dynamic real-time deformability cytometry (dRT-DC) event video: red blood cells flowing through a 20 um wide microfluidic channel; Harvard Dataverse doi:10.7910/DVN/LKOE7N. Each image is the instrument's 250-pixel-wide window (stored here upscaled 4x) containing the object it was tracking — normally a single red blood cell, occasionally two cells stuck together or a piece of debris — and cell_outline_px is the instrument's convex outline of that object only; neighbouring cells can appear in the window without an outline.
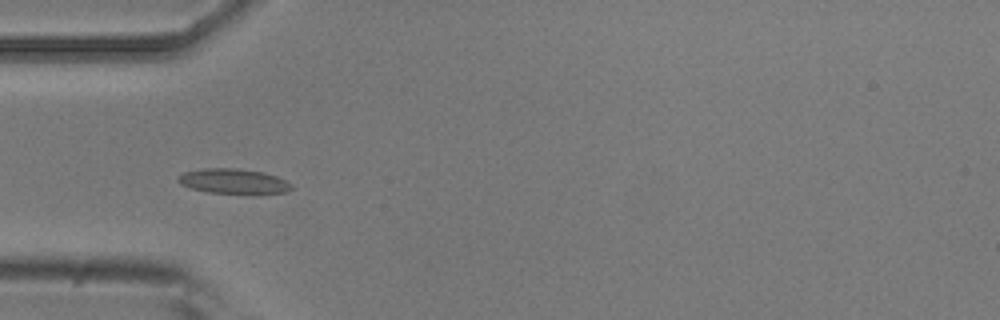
{"species": "common noctule bat (a hibernating species)", "species_latin": "Nyctalus noctula", "temperature_condition": "room temperature", "stored_images_in_passage": 7, "camera_frame_rate_fps": 3000, "um_per_image_px": 0.085, "animal": {"sex": "male", "body_mass_g": 20.5, "forearm_length_mm": 52.5}, "frame": {"image": 1, "passage_image": 4, "time_ms": 4.333, "image_size_px": [1000, 320], "cell_outline_px": [[292, 188], [288, 192], [252, 196], [208, 192], [192, 188], [180, 184], [176, 180], [176, 176], [184, 172], [204, 168], [236, 168], [264, 172], [276, 176], [292, 184]], "centroid_in_image_um": [19.88, 15.44], "position_along_channel_um": 65.1, "area_um2": 17.22}}
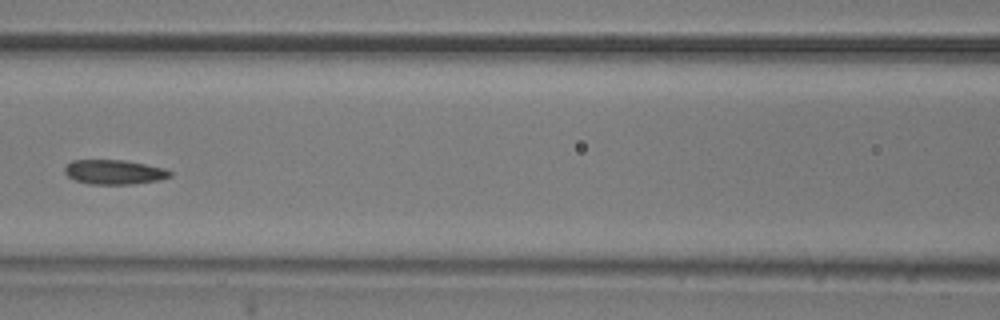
{"frame": {"image": 2, "passage_image": 6, "time_ms": 6.667, "image_size_px": [1000, 320], "cell_outline_px": [[172, 176], [160, 180], [132, 184], [88, 184], [72, 180], [64, 172], [64, 168], [72, 160], [124, 160], [164, 168], [172, 172]], "centroid_in_image_um": [9.69, 14.63], "position_along_channel_um": 156.9, "area_um2": 15.14}}
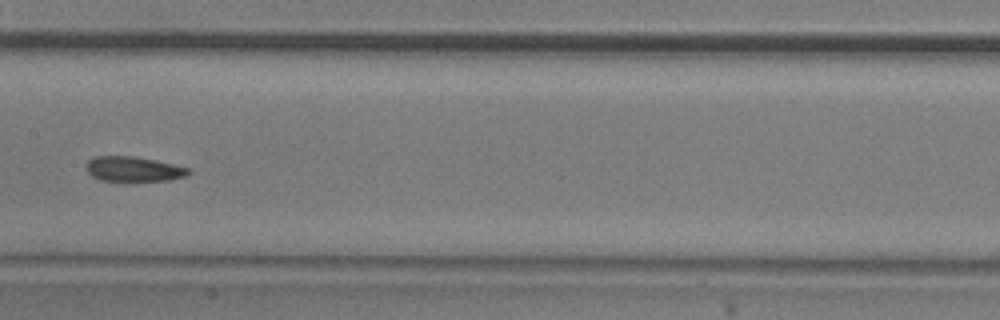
{"frame": {"image": 3, "passage_image": 7, "time_ms": 7.667, "image_size_px": [1000, 320], "cell_outline_px": [[192, 172], [188, 176], [168, 180], [100, 180], [92, 176], [84, 168], [88, 160], [92, 156], [132, 156], [156, 160], [188, 168]], "centroid_in_image_um": [11.32, 14.35], "position_along_channel_um": 196.1, "area_um2": 14.8}}